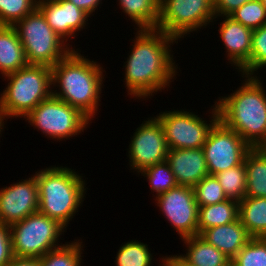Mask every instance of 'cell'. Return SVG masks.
Returning a JSON list of instances; mask_svg holds the SVG:
<instances>
[{
  "label": "cell",
  "mask_w": 266,
  "mask_h": 266,
  "mask_svg": "<svg viewBox=\"0 0 266 266\" xmlns=\"http://www.w3.org/2000/svg\"><path fill=\"white\" fill-rule=\"evenodd\" d=\"M67 230L58 221L37 211L10 226L12 253L19 258H40L59 244Z\"/></svg>",
  "instance_id": "7"
},
{
  "label": "cell",
  "mask_w": 266,
  "mask_h": 266,
  "mask_svg": "<svg viewBox=\"0 0 266 266\" xmlns=\"http://www.w3.org/2000/svg\"><path fill=\"white\" fill-rule=\"evenodd\" d=\"M196 203L199 207L213 205L228 199L215 176H205L194 187Z\"/></svg>",
  "instance_id": "31"
},
{
  "label": "cell",
  "mask_w": 266,
  "mask_h": 266,
  "mask_svg": "<svg viewBox=\"0 0 266 266\" xmlns=\"http://www.w3.org/2000/svg\"><path fill=\"white\" fill-rule=\"evenodd\" d=\"M152 255L146 243L135 239L120 246L114 262L116 266H152Z\"/></svg>",
  "instance_id": "27"
},
{
  "label": "cell",
  "mask_w": 266,
  "mask_h": 266,
  "mask_svg": "<svg viewBox=\"0 0 266 266\" xmlns=\"http://www.w3.org/2000/svg\"><path fill=\"white\" fill-rule=\"evenodd\" d=\"M3 79L9 81L0 95V120L3 122L12 117L24 118L38 104L52 96L49 66L27 64Z\"/></svg>",
  "instance_id": "5"
},
{
  "label": "cell",
  "mask_w": 266,
  "mask_h": 266,
  "mask_svg": "<svg viewBox=\"0 0 266 266\" xmlns=\"http://www.w3.org/2000/svg\"><path fill=\"white\" fill-rule=\"evenodd\" d=\"M78 48L51 67L52 95L94 120L101 101L103 67L81 55ZM58 91H57V88ZM56 88V90H54ZM60 90V91H59Z\"/></svg>",
  "instance_id": "2"
},
{
  "label": "cell",
  "mask_w": 266,
  "mask_h": 266,
  "mask_svg": "<svg viewBox=\"0 0 266 266\" xmlns=\"http://www.w3.org/2000/svg\"><path fill=\"white\" fill-rule=\"evenodd\" d=\"M72 2L75 6L82 9L86 12L89 16L93 15L96 9L102 5V0H68ZM101 4V5H99Z\"/></svg>",
  "instance_id": "36"
},
{
  "label": "cell",
  "mask_w": 266,
  "mask_h": 266,
  "mask_svg": "<svg viewBox=\"0 0 266 266\" xmlns=\"http://www.w3.org/2000/svg\"><path fill=\"white\" fill-rule=\"evenodd\" d=\"M13 27L23 45L28 64L53 67L75 50L53 31L37 7Z\"/></svg>",
  "instance_id": "6"
},
{
  "label": "cell",
  "mask_w": 266,
  "mask_h": 266,
  "mask_svg": "<svg viewBox=\"0 0 266 266\" xmlns=\"http://www.w3.org/2000/svg\"><path fill=\"white\" fill-rule=\"evenodd\" d=\"M162 259H160L159 261H161L162 263H160L158 266H178L169 256H165V257H161Z\"/></svg>",
  "instance_id": "38"
},
{
  "label": "cell",
  "mask_w": 266,
  "mask_h": 266,
  "mask_svg": "<svg viewBox=\"0 0 266 266\" xmlns=\"http://www.w3.org/2000/svg\"><path fill=\"white\" fill-rule=\"evenodd\" d=\"M13 257L10 226L0 223V266H7Z\"/></svg>",
  "instance_id": "34"
},
{
  "label": "cell",
  "mask_w": 266,
  "mask_h": 266,
  "mask_svg": "<svg viewBox=\"0 0 266 266\" xmlns=\"http://www.w3.org/2000/svg\"><path fill=\"white\" fill-rule=\"evenodd\" d=\"M250 0H213L215 18L229 16L237 8H240Z\"/></svg>",
  "instance_id": "35"
},
{
  "label": "cell",
  "mask_w": 266,
  "mask_h": 266,
  "mask_svg": "<svg viewBox=\"0 0 266 266\" xmlns=\"http://www.w3.org/2000/svg\"><path fill=\"white\" fill-rule=\"evenodd\" d=\"M239 219V202L227 199L213 205L199 207L198 235L205 229L233 223Z\"/></svg>",
  "instance_id": "23"
},
{
  "label": "cell",
  "mask_w": 266,
  "mask_h": 266,
  "mask_svg": "<svg viewBox=\"0 0 266 266\" xmlns=\"http://www.w3.org/2000/svg\"><path fill=\"white\" fill-rule=\"evenodd\" d=\"M214 105L211 106L213 119L211 118L210 123L190 110H165L157 114L156 118L163 127L169 149L202 148L211 128L219 120V111L216 103Z\"/></svg>",
  "instance_id": "10"
},
{
  "label": "cell",
  "mask_w": 266,
  "mask_h": 266,
  "mask_svg": "<svg viewBox=\"0 0 266 266\" xmlns=\"http://www.w3.org/2000/svg\"><path fill=\"white\" fill-rule=\"evenodd\" d=\"M83 242L77 239L50 250L40 257V266H81Z\"/></svg>",
  "instance_id": "25"
},
{
  "label": "cell",
  "mask_w": 266,
  "mask_h": 266,
  "mask_svg": "<svg viewBox=\"0 0 266 266\" xmlns=\"http://www.w3.org/2000/svg\"><path fill=\"white\" fill-rule=\"evenodd\" d=\"M246 197L266 198V147L251 148L244 159Z\"/></svg>",
  "instance_id": "21"
},
{
  "label": "cell",
  "mask_w": 266,
  "mask_h": 266,
  "mask_svg": "<svg viewBox=\"0 0 266 266\" xmlns=\"http://www.w3.org/2000/svg\"><path fill=\"white\" fill-rule=\"evenodd\" d=\"M24 119L55 141L79 135L92 123L81 111L53 95L38 104Z\"/></svg>",
  "instance_id": "8"
},
{
  "label": "cell",
  "mask_w": 266,
  "mask_h": 266,
  "mask_svg": "<svg viewBox=\"0 0 266 266\" xmlns=\"http://www.w3.org/2000/svg\"><path fill=\"white\" fill-rule=\"evenodd\" d=\"M229 16L251 30H256L266 24V11L261 0H250Z\"/></svg>",
  "instance_id": "33"
},
{
  "label": "cell",
  "mask_w": 266,
  "mask_h": 266,
  "mask_svg": "<svg viewBox=\"0 0 266 266\" xmlns=\"http://www.w3.org/2000/svg\"><path fill=\"white\" fill-rule=\"evenodd\" d=\"M160 0H118L119 8L134 22L135 29H156Z\"/></svg>",
  "instance_id": "24"
},
{
  "label": "cell",
  "mask_w": 266,
  "mask_h": 266,
  "mask_svg": "<svg viewBox=\"0 0 266 266\" xmlns=\"http://www.w3.org/2000/svg\"><path fill=\"white\" fill-rule=\"evenodd\" d=\"M35 178L38 211L66 228L85 200L86 182L83 176L71 168L55 165L35 172Z\"/></svg>",
  "instance_id": "4"
},
{
  "label": "cell",
  "mask_w": 266,
  "mask_h": 266,
  "mask_svg": "<svg viewBox=\"0 0 266 266\" xmlns=\"http://www.w3.org/2000/svg\"><path fill=\"white\" fill-rule=\"evenodd\" d=\"M245 78L241 87L216 105L219 119L239 134L251 148L266 147V90L258 76Z\"/></svg>",
  "instance_id": "3"
},
{
  "label": "cell",
  "mask_w": 266,
  "mask_h": 266,
  "mask_svg": "<svg viewBox=\"0 0 266 266\" xmlns=\"http://www.w3.org/2000/svg\"><path fill=\"white\" fill-rule=\"evenodd\" d=\"M219 34L231 66L239 72L250 60L253 30L243 26L230 16H222Z\"/></svg>",
  "instance_id": "17"
},
{
  "label": "cell",
  "mask_w": 266,
  "mask_h": 266,
  "mask_svg": "<svg viewBox=\"0 0 266 266\" xmlns=\"http://www.w3.org/2000/svg\"><path fill=\"white\" fill-rule=\"evenodd\" d=\"M239 219L252 238H266V198L245 197L239 201Z\"/></svg>",
  "instance_id": "22"
},
{
  "label": "cell",
  "mask_w": 266,
  "mask_h": 266,
  "mask_svg": "<svg viewBox=\"0 0 266 266\" xmlns=\"http://www.w3.org/2000/svg\"><path fill=\"white\" fill-rule=\"evenodd\" d=\"M177 185L194 187L209 175L204 151L195 149H169L166 160Z\"/></svg>",
  "instance_id": "16"
},
{
  "label": "cell",
  "mask_w": 266,
  "mask_h": 266,
  "mask_svg": "<svg viewBox=\"0 0 266 266\" xmlns=\"http://www.w3.org/2000/svg\"><path fill=\"white\" fill-rule=\"evenodd\" d=\"M7 266H40V258L13 257Z\"/></svg>",
  "instance_id": "37"
},
{
  "label": "cell",
  "mask_w": 266,
  "mask_h": 266,
  "mask_svg": "<svg viewBox=\"0 0 266 266\" xmlns=\"http://www.w3.org/2000/svg\"><path fill=\"white\" fill-rule=\"evenodd\" d=\"M214 18L213 0H160L156 29L179 40L217 21Z\"/></svg>",
  "instance_id": "9"
},
{
  "label": "cell",
  "mask_w": 266,
  "mask_h": 266,
  "mask_svg": "<svg viewBox=\"0 0 266 266\" xmlns=\"http://www.w3.org/2000/svg\"><path fill=\"white\" fill-rule=\"evenodd\" d=\"M186 244V254L178 255L186 264L193 266H231V260L215 246L207 243L199 235L182 239Z\"/></svg>",
  "instance_id": "20"
},
{
  "label": "cell",
  "mask_w": 266,
  "mask_h": 266,
  "mask_svg": "<svg viewBox=\"0 0 266 266\" xmlns=\"http://www.w3.org/2000/svg\"><path fill=\"white\" fill-rule=\"evenodd\" d=\"M209 175L241 165L251 147L220 119L211 128L202 147Z\"/></svg>",
  "instance_id": "11"
},
{
  "label": "cell",
  "mask_w": 266,
  "mask_h": 266,
  "mask_svg": "<svg viewBox=\"0 0 266 266\" xmlns=\"http://www.w3.org/2000/svg\"><path fill=\"white\" fill-rule=\"evenodd\" d=\"M231 266H266V238H251L231 260Z\"/></svg>",
  "instance_id": "30"
},
{
  "label": "cell",
  "mask_w": 266,
  "mask_h": 266,
  "mask_svg": "<svg viewBox=\"0 0 266 266\" xmlns=\"http://www.w3.org/2000/svg\"><path fill=\"white\" fill-rule=\"evenodd\" d=\"M263 67H266V24L253 30L250 60L239 72L245 76H257L255 73Z\"/></svg>",
  "instance_id": "29"
},
{
  "label": "cell",
  "mask_w": 266,
  "mask_h": 266,
  "mask_svg": "<svg viewBox=\"0 0 266 266\" xmlns=\"http://www.w3.org/2000/svg\"><path fill=\"white\" fill-rule=\"evenodd\" d=\"M37 8L53 31L66 43L89 24L90 16L68 0H37Z\"/></svg>",
  "instance_id": "15"
},
{
  "label": "cell",
  "mask_w": 266,
  "mask_h": 266,
  "mask_svg": "<svg viewBox=\"0 0 266 266\" xmlns=\"http://www.w3.org/2000/svg\"><path fill=\"white\" fill-rule=\"evenodd\" d=\"M140 125L127 149L130 168L138 175L145 168L166 161L169 150L163 127L155 116Z\"/></svg>",
  "instance_id": "12"
},
{
  "label": "cell",
  "mask_w": 266,
  "mask_h": 266,
  "mask_svg": "<svg viewBox=\"0 0 266 266\" xmlns=\"http://www.w3.org/2000/svg\"><path fill=\"white\" fill-rule=\"evenodd\" d=\"M228 199L241 201L246 197V169L244 162L214 175Z\"/></svg>",
  "instance_id": "26"
},
{
  "label": "cell",
  "mask_w": 266,
  "mask_h": 266,
  "mask_svg": "<svg viewBox=\"0 0 266 266\" xmlns=\"http://www.w3.org/2000/svg\"><path fill=\"white\" fill-rule=\"evenodd\" d=\"M27 64L16 29L13 26H0V74L4 77Z\"/></svg>",
  "instance_id": "19"
},
{
  "label": "cell",
  "mask_w": 266,
  "mask_h": 266,
  "mask_svg": "<svg viewBox=\"0 0 266 266\" xmlns=\"http://www.w3.org/2000/svg\"><path fill=\"white\" fill-rule=\"evenodd\" d=\"M155 201L181 239L198 235L199 206L193 187L177 185L158 195Z\"/></svg>",
  "instance_id": "13"
},
{
  "label": "cell",
  "mask_w": 266,
  "mask_h": 266,
  "mask_svg": "<svg viewBox=\"0 0 266 266\" xmlns=\"http://www.w3.org/2000/svg\"><path fill=\"white\" fill-rule=\"evenodd\" d=\"M136 30L131 53L123 66L124 82L128 95L146 99L162 92L177 75L178 65L170 45L178 40L158 29Z\"/></svg>",
  "instance_id": "1"
},
{
  "label": "cell",
  "mask_w": 266,
  "mask_h": 266,
  "mask_svg": "<svg viewBox=\"0 0 266 266\" xmlns=\"http://www.w3.org/2000/svg\"><path fill=\"white\" fill-rule=\"evenodd\" d=\"M140 173L144 178L148 179L150 190L153 193L156 192V196L154 197L177 186L174 174L167 161L147 167Z\"/></svg>",
  "instance_id": "28"
},
{
  "label": "cell",
  "mask_w": 266,
  "mask_h": 266,
  "mask_svg": "<svg viewBox=\"0 0 266 266\" xmlns=\"http://www.w3.org/2000/svg\"><path fill=\"white\" fill-rule=\"evenodd\" d=\"M199 236L207 243L215 246L230 260H232L252 238L242 225L240 219L233 223L205 229Z\"/></svg>",
  "instance_id": "18"
},
{
  "label": "cell",
  "mask_w": 266,
  "mask_h": 266,
  "mask_svg": "<svg viewBox=\"0 0 266 266\" xmlns=\"http://www.w3.org/2000/svg\"><path fill=\"white\" fill-rule=\"evenodd\" d=\"M169 257L178 265V266H193V265H189V264H186L179 256L177 255H172Z\"/></svg>",
  "instance_id": "39"
},
{
  "label": "cell",
  "mask_w": 266,
  "mask_h": 266,
  "mask_svg": "<svg viewBox=\"0 0 266 266\" xmlns=\"http://www.w3.org/2000/svg\"><path fill=\"white\" fill-rule=\"evenodd\" d=\"M37 7V0H0V26H14Z\"/></svg>",
  "instance_id": "32"
},
{
  "label": "cell",
  "mask_w": 266,
  "mask_h": 266,
  "mask_svg": "<svg viewBox=\"0 0 266 266\" xmlns=\"http://www.w3.org/2000/svg\"><path fill=\"white\" fill-rule=\"evenodd\" d=\"M0 189V223L11 226L38 211L39 195L35 175Z\"/></svg>",
  "instance_id": "14"
},
{
  "label": "cell",
  "mask_w": 266,
  "mask_h": 266,
  "mask_svg": "<svg viewBox=\"0 0 266 266\" xmlns=\"http://www.w3.org/2000/svg\"><path fill=\"white\" fill-rule=\"evenodd\" d=\"M261 2H262L263 7H264V9H265V11H266V0H261Z\"/></svg>",
  "instance_id": "40"
}]
</instances>
